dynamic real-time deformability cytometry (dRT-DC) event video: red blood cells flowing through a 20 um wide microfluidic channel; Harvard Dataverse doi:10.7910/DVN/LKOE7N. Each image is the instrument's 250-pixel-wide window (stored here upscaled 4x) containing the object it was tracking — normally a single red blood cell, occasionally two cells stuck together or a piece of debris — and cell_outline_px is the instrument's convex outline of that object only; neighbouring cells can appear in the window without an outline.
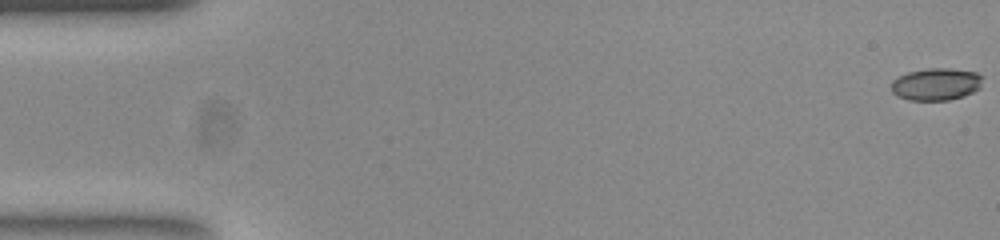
{"species": "common noctule bat (a hibernating species)", "species_latin": "Nyctalus noctula", "temperature_condition": "room temperature", "stored_images_in_passage": 53, "camera_frame_rate_fps": 3000, "um_per_image_px": 0.085, "animal": {"sex": "female", "body_mass_g": 23.0, "forearm_length_mm": 53.4}, "frame": {"image": 1, "passage_image": 1, "time_ms": 0.0, "image_size_px": [1000, 240], "cell_outline_px": [[984, 76], [980, 88], [964, 96], [948, 100], [908, 100], [896, 96], [892, 92], [892, 80], [908, 72], [928, 68], [948, 68], [976, 72]], "centroid_in_image_um": [79.59, 7.15], "position_along_channel_um": 5.4, "area_um2": 17.28}}
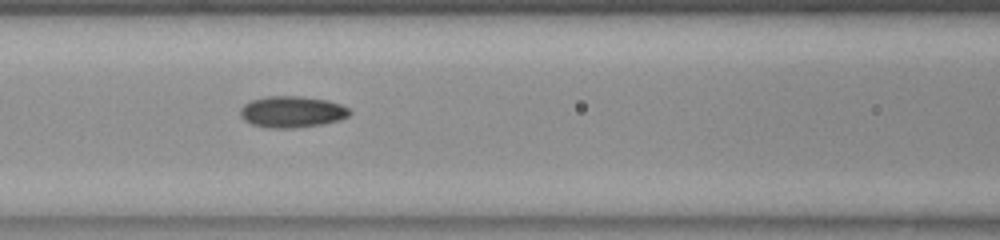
{"frame": {"image": 2, "passage_image": 23, "time_ms": 7.333, "image_size_px": [1000, 240], "cell_outline_px": [[352, 112], [348, 116], [340, 120], [324, 124], [292, 128], [268, 128], [252, 124], [244, 120], [240, 116], [240, 108], [244, 104], [252, 100], [268, 96], [300, 96], [328, 100], [340, 104], [348, 108]], "centroid_in_image_um": [24.82, 9.51], "position_along_channel_um": 141.8, "area_um2": 20.11}}
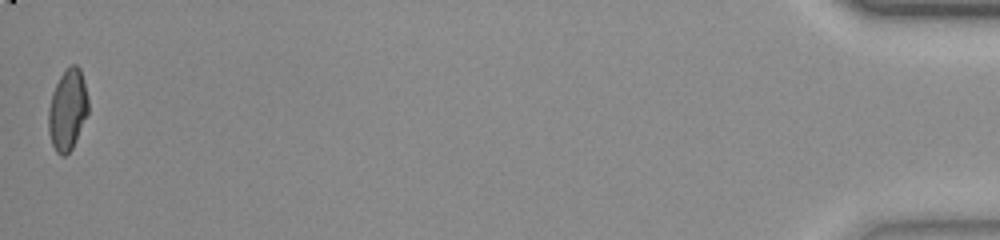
{"frame": {"image": 3, "passage_image": 53, "time_ms": 17.333, "image_size_px": [1000, 240], "cell_outline_px": [[88, 112], [76, 140], [72, 148], [64, 156], [60, 156], [56, 152], [52, 144], [48, 132], [48, 108], [52, 92], [60, 76], [72, 64], [76, 64], [80, 68], [84, 80], [88, 96]], "centroid_in_image_um": [5.74, 9.33], "position_along_channel_um": 429.5, "area_um2": 18.84}, "authors_computed_cell_mechanics": {"area_um2": 18.9584, "velocity_mm_per_s": 3.8882, "shape_relaxation_time_tau1_ms": 11.1715, "shape_relaxation_time_tau2_ms": 2.2377, "deformation_change_tau1": 0.2561, "deformation_change_tau2": 0.0684}}